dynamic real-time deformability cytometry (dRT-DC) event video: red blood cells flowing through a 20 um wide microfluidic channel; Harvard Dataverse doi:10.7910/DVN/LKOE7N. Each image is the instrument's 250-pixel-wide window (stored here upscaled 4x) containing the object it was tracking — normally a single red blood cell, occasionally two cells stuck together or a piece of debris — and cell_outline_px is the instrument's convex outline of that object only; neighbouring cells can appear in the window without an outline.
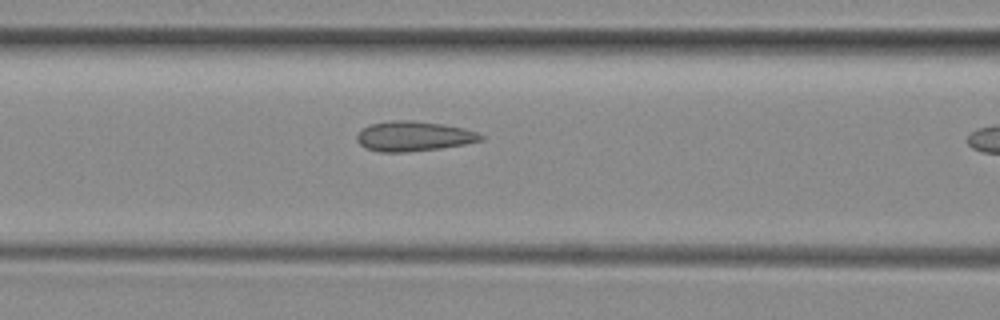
{"species": "common noctule bat (a hibernating species)", "species_latin": "Nyctalus noctula", "temperature_condition": "room temperature", "stored_images_in_passage": 10, "camera_frame_rate_fps": 3000, "um_per_image_px": 0.085, "animal": {"sex": "female", "body_mass_g": 29.2, "forearm_length_mm": 56.3}, "frame": {"image": 1, "passage_image": 9, "time_ms": 2.667, "image_size_px": [1000, 320], "cell_outline_px": [[484, 140], [464, 144], [440, 148], [408, 152], [376, 152], [364, 148], [356, 140], [356, 136], [364, 128], [372, 124], [392, 120], [412, 120], [444, 124], [464, 128], [476, 132], [484, 136]], "centroid_in_image_um": [35.16, 11.58], "position_along_channel_um": 131.4, "area_um2": 21.68}}